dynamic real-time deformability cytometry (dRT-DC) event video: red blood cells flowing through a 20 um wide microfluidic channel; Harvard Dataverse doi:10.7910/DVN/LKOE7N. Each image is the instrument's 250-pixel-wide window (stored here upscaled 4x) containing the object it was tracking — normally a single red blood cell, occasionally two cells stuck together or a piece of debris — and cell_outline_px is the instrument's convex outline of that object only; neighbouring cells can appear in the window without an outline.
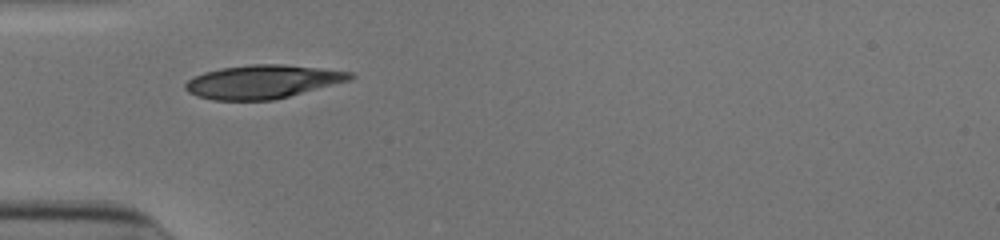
{"species": "human", "species_latin": "Homo sapiens", "temperature_condition": "cold", "stored_images_in_passage": 27, "camera_frame_rate_fps": 3000, "um_per_image_px": 0.085, "donor": {"sex": "male"}, "frame": {"image": 1, "passage_image": 1, "time_ms": 0.0, "image_size_px": [1000, 240], "cell_outline_px": [[356, 76], [352, 80], [272, 100], [212, 100], [188, 92], [184, 88], [184, 84], [192, 76], [204, 72], [220, 68], [252, 64], [284, 64], [352, 72]], "centroid_in_image_um": [22.31, 6.94], "position_along_channel_um": 62.7, "area_um2": 32.14}}
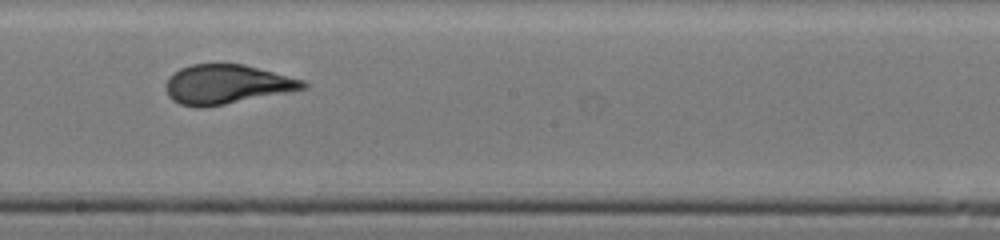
{"frame": {"image": 2, "passage_image": 14, "time_ms": 4.333, "image_size_px": [1000, 240], "cell_outline_px": [[308, 88], [224, 104], [200, 108], [196, 108], [180, 104], [172, 100], [168, 96], [168, 80], [180, 68], [192, 64], [244, 64], [304, 80], [308, 84]], "centroid_in_image_um": [19.3, 7.17], "position_along_channel_um": 228.9, "area_um2": 30.98}}
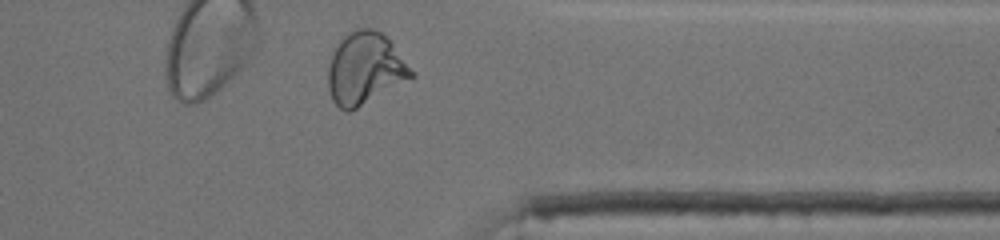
{"frame": {"image": 3, "passage_image": 26, "time_ms": 8.333, "image_size_px": [1000, 240], "cell_outline_px": [[416, 76], [356, 108], [348, 112], [344, 112], [332, 100], [328, 88], [328, 68], [332, 52], [340, 40], [344, 36], [356, 28], [376, 28], [392, 44], [416, 72]], "centroid_in_image_um": [31.03, 5.83], "position_along_channel_um": 380.4, "area_um2": 34.85}, "authors_computed_cell_mechanics": {"area_um2": 31.3854, "velocity_mm_per_s": 3.9089, "shape_relaxation_time_tau1_ms": 5.5319, "shape_relaxation_time_tau2_ms": null, "deformation_change_tau1": 0.2115, "deformation_change_tau2": null}}